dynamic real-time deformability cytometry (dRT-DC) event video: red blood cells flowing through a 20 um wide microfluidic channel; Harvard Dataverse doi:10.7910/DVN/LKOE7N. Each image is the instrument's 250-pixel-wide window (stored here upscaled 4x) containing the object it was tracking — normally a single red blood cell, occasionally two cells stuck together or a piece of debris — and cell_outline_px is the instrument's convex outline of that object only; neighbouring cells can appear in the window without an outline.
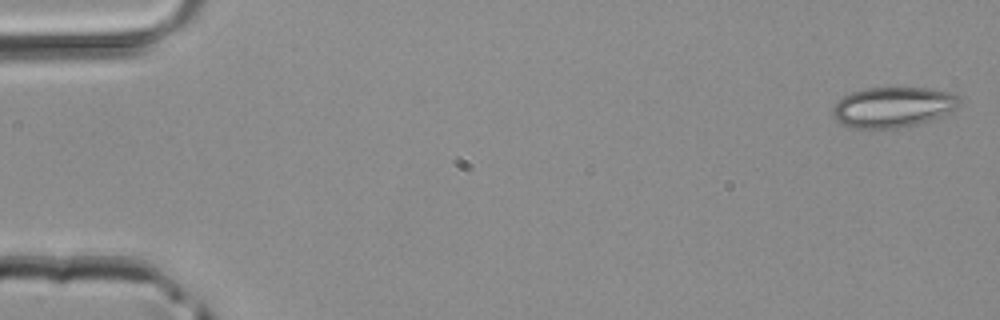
{"species": "common noctule bat (a hibernating species)", "species_latin": "Nyctalus noctula", "temperature_condition": "room temperature", "stored_images_in_passage": 3, "camera_frame_rate_fps": 3000, "um_per_image_px": 0.085, "animal": {"sex": "male", "body_mass_g": 20.4}, "frame": {"image": 1, "passage_image": 1, "time_ms": 0.0, "image_size_px": [1000, 320], "cell_outline_px": [[960, 100], [956, 108], [920, 124], [908, 128], [852, 128], [840, 124], [836, 120], [832, 112], [832, 104], [836, 100], [852, 92], [868, 88], [928, 88], [952, 92], [960, 96]], "centroid_in_image_um": [75.87, 9.11], "position_along_channel_um": 9.1, "area_um2": 30.06}}